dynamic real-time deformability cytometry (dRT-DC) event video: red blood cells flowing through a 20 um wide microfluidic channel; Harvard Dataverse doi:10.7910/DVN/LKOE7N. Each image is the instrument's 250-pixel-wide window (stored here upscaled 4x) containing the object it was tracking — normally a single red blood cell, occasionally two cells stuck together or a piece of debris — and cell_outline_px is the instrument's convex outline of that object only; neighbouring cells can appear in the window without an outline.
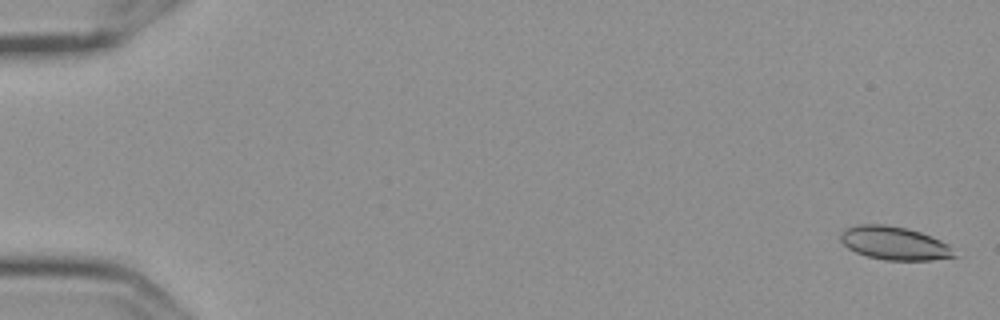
{"species": "Egyptian fruit bat (a non-hibernating species)", "species_latin": "Rousettus aegyptiacus", "temperature_condition": "cold", "stored_images_in_passage": 6, "camera_frame_rate_fps": 3000, "um_per_image_px": 0.085, "frame": {"image": 1, "passage_image": 1, "time_ms": 0.0, "image_size_px": [1000, 320], "cell_outline_px": [[956, 256], [932, 260], [884, 260], [868, 256], [856, 252], [848, 248], [840, 240], [840, 232], [848, 228], [860, 224], [884, 224], [904, 228], [920, 232], [940, 240], [948, 244]], "centroid_in_image_um": [75.99, 20.67], "position_along_channel_um": 9.0, "area_um2": 21.79}}
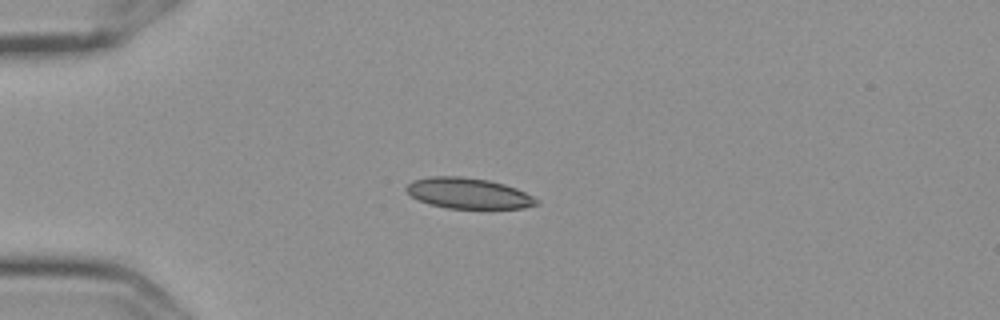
{"frame": {"image": 2, "passage_image": 5, "time_ms": 1.333, "image_size_px": [1000, 320], "cell_outline_px": [[540, 204], [524, 208], [448, 208], [432, 204], [420, 200], [412, 196], [404, 188], [412, 180], [428, 176], [460, 176], [488, 180], [504, 184], [516, 188], [540, 200]], "centroid_in_image_um": [39.83, 16.42], "position_along_channel_um": 45.2, "area_um2": 23.18}}